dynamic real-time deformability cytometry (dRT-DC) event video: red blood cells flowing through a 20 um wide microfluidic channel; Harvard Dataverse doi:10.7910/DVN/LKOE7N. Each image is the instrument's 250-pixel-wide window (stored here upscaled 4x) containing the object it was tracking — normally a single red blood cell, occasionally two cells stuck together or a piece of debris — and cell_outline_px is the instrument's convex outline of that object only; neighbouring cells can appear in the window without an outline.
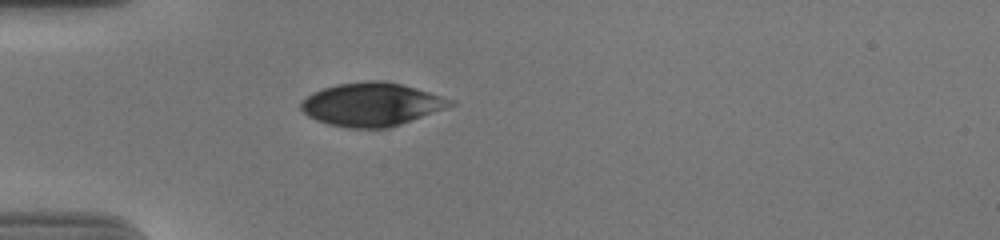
{"species": "human", "species_latin": "Homo sapiens", "temperature_condition": "cold", "stored_images_in_passage": 40, "camera_frame_rate_fps": 3000, "um_per_image_px": 0.085, "donor": {"sex": "male"}, "frame": {"image": 1, "passage_image": 1, "time_ms": 0.0, "image_size_px": [1000, 240], "cell_outline_px": [[456, 104], [400, 124], [388, 128], [348, 128], [328, 124], [316, 120], [308, 116], [300, 108], [300, 104], [312, 92], [336, 84], [368, 80], [384, 80], [416, 88], [456, 100]], "centroid_in_image_um": [31.58, 8.86], "position_along_channel_um": 53.4, "area_um2": 37.57}}
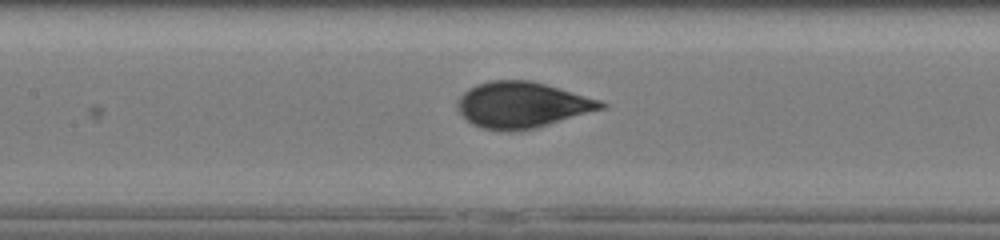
{"frame": {"image": 2, "passage_image": 11, "time_ms": 3.333, "image_size_px": [1000, 240], "cell_outline_px": [[608, 108], [536, 128], [512, 132], [480, 128], [472, 124], [460, 112], [456, 104], [460, 96], [468, 88], [476, 84], [492, 80], [528, 80], [544, 84], [600, 100], [608, 104]], "centroid_in_image_um": [44.39, 8.93], "position_along_channel_um": 163.0, "area_um2": 38.55}}
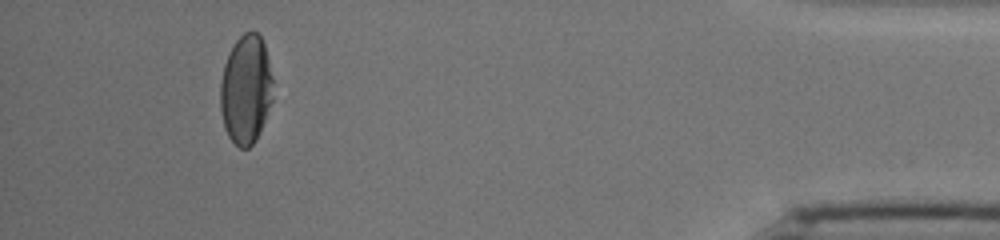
{"frame": {"image": 3, "passage_image": 36, "time_ms": 11.667, "image_size_px": [1000, 240], "cell_outline_px": [[272, 100], [256, 140], [248, 148], [240, 148], [228, 136], [224, 128], [220, 108], [220, 84], [224, 64], [236, 40], [244, 32], [252, 28], [260, 36], [264, 44], [272, 76]], "centroid_in_image_um": [20.89, 7.59], "position_along_channel_um": 414.3, "area_um2": 33.35}, "authors_computed_cell_mechanics": {"area_um2": 38.1769, "velocity_mm_per_s": 3.6806, "shape_relaxation_time_tau1_ms": 3.9535, "shape_relaxation_time_tau2_ms": null, "deformation_change_tau1": 0.1672, "deformation_change_tau2": null}}